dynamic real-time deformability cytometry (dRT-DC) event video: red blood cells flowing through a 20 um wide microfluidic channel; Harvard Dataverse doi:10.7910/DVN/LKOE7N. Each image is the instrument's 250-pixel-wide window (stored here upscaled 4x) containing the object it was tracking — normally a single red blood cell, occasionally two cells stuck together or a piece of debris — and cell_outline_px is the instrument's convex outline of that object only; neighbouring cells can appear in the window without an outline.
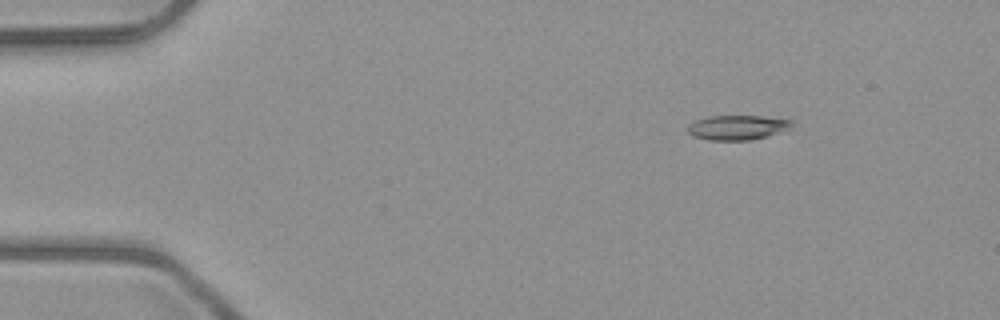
{"species": "common noctule bat (a hibernating species)", "species_latin": "Nyctalus noctula", "temperature_condition": "room temperature", "stored_images_in_passage": 4, "camera_frame_rate_fps": 3000, "um_per_image_px": 0.085, "animal": {"sex": "male", "body_mass_g": 23.1, "forearm_length_mm": 52.7}, "frame": {"image": 1, "passage_image": 2, "time_ms": 1.0, "image_size_px": [1000, 320], "cell_outline_px": [[792, 124], [788, 128], [768, 136], [752, 140], [708, 140], [692, 136], [688, 132], [688, 124], [696, 120], [708, 116], [760, 116], [792, 120]], "centroid_in_image_um": [62.62, 10.84], "position_along_channel_um": 22.4, "area_um2": 14.85}}